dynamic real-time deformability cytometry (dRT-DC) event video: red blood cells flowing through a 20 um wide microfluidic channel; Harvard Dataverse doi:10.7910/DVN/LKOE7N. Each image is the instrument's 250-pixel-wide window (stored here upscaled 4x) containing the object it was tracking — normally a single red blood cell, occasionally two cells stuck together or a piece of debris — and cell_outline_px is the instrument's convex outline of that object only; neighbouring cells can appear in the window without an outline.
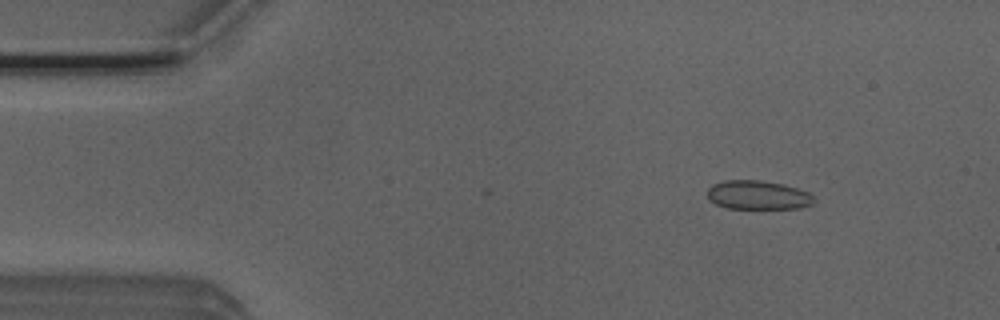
{"species": "Egyptian fruit bat (a non-hibernating species)", "species_latin": "Rousettus aegyptiacus", "temperature_condition": "room temperature", "stored_images_in_passage": 5, "camera_frame_rate_fps": 3000, "um_per_image_px": 0.085, "animal": {"sex": "male"}, "frame": {"image": 1, "passage_image": 2, "time_ms": 0.333, "image_size_px": [1000, 320], "cell_outline_px": [[816, 200], [812, 204], [800, 208], [728, 208], [716, 204], [708, 200], [708, 188], [712, 184], [724, 180], [760, 180], [784, 184], [808, 192]], "centroid_in_image_um": [64.41, 16.57], "position_along_channel_um": 20.6, "area_um2": 17.98}}